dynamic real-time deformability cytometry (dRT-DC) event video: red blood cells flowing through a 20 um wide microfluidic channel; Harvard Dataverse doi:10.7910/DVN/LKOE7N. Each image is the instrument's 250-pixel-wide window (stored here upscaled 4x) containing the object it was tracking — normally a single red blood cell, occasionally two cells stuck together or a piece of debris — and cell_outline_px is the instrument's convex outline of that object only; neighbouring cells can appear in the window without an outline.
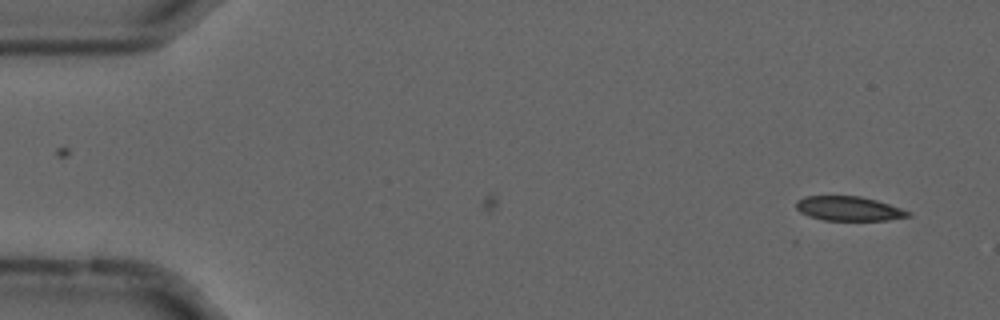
{"species": "common noctule bat (a hibernating species)", "species_latin": "Nyctalus noctula", "temperature_condition": "cold", "stored_images_in_passage": 11, "camera_frame_rate_fps": 3000, "um_per_image_px": 0.085, "animal": {"sex": "male", "forearm_length_mm": 52.5}, "frame": {"image": 1, "passage_image": 11, "time_ms": 3.333, "image_size_px": [1000, 320], "cell_outline_px": [[912, 216], [888, 220], [824, 220], [808, 216], [800, 212], [796, 208], [796, 200], [804, 196], [860, 196], [876, 200], [912, 212]], "centroid_in_image_um": [72.14, 17.73], "position_along_channel_um": 12.9, "area_um2": 15.95}}